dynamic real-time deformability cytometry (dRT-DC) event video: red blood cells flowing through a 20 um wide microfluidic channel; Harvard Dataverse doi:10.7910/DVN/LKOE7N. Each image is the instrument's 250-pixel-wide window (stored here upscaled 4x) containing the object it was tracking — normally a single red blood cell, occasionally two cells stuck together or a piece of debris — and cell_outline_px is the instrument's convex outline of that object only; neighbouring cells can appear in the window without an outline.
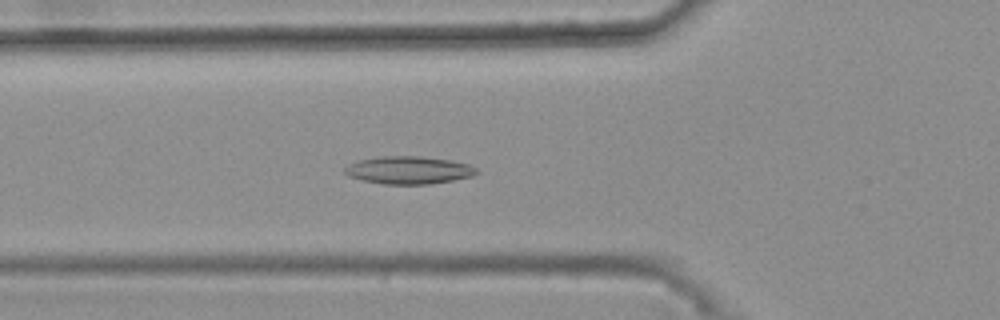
{"species": "common noctule bat (a hibernating species)", "species_latin": "Nyctalus noctula", "temperature_condition": "warm", "stored_images_in_passage": 33, "camera_frame_rate_fps": 3000, "um_per_image_px": 0.085, "animal": {"sex": "female", "body_mass_g": 25.1}, "frame": {"image": 1, "passage_image": 9, "time_ms": 2.667, "image_size_px": [1000, 320], "cell_outline_px": [[480, 172], [472, 176], [452, 180], [428, 184], [384, 184], [364, 180], [348, 176], [344, 172], [344, 168], [348, 164], [360, 160], [384, 156], [420, 156], [448, 160], [468, 164], [476, 168]], "centroid_in_image_um": [34.74, 14.46], "position_along_channel_um": 91.1, "area_um2": 21.04}}
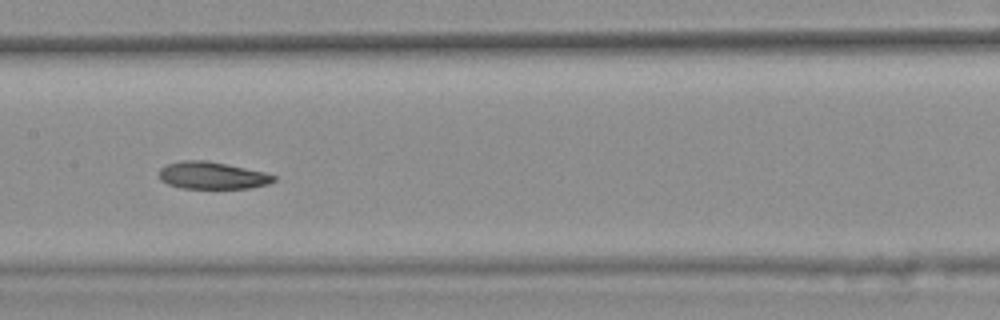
{"frame": {"image": 2, "passage_image": 17, "time_ms": 5.333, "image_size_px": [1000, 320], "cell_outline_px": [[276, 180], [268, 184], [248, 188], [180, 188], [168, 184], [160, 180], [160, 168], [168, 164], [180, 160], [208, 160], [264, 172], [276, 176]], "centroid_in_image_um": [18.03, 14.91], "position_along_channel_um": 189.4, "area_um2": 18.15}}
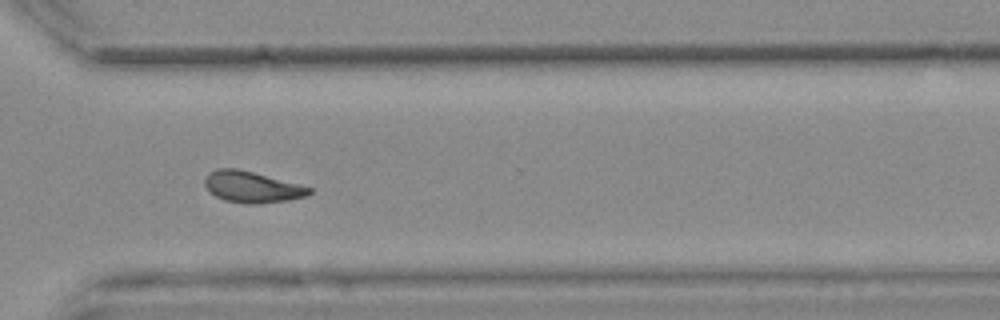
{"frame": {"image": 3, "passage_image": 30, "time_ms": 9.667, "image_size_px": [1000, 320], "cell_outline_px": [[312, 192], [304, 196], [288, 200], [260, 204], [248, 204], [224, 200], [216, 196], [204, 184], [204, 180], [208, 172], [216, 168], [236, 168], [300, 184], [312, 188]], "centroid_in_image_um": [21.4, 15.89], "position_along_channel_um": 349.2, "area_um2": 18.9}, "authors_computed_cell_mechanics": {"area_um2": 19.074, "velocity_mm_per_s": 3.6793, "shape_relaxation_time_tau1_ms": null, "shape_relaxation_time_tau2_ms": 3.5471, "deformation_change_tau1": null, "deformation_change_tau2": 0.1013}}